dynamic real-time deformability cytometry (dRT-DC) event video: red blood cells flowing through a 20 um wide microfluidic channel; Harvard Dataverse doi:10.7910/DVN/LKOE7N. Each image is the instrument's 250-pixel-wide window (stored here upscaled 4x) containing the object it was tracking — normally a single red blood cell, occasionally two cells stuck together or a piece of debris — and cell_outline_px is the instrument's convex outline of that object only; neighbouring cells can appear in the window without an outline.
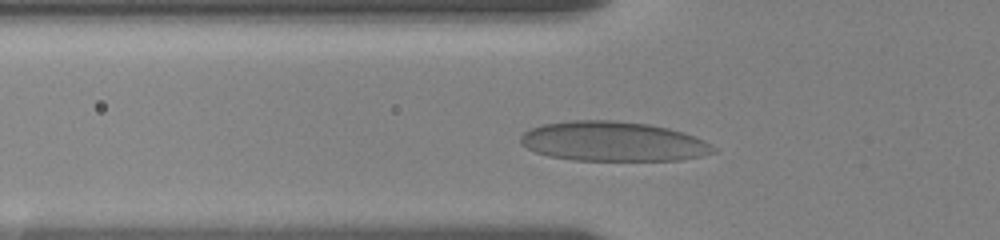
{"species": "human", "species_latin": "Homo sapiens", "temperature_condition": "room temperature", "stored_images_in_passage": 50, "camera_frame_rate_fps": 3000, "um_per_image_px": 0.085, "donor": {"sex": "female"}, "frame": {"image": 1, "passage_image": 4, "time_ms": 0.333, "image_size_px": [1000, 240], "cell_outline_px": [[716, 152], [700, 156], [680, 160], [572, 160], [548, 156], [536, 152], [520, 144], [520, 136], [524, 132], [532, 128], [544, 124], [572, 120], [612, 120], [648, 124], [668, 128], [684, 132], [696, 136], [712, 144], [716, 148]], "centroid_in_image_um": [52.13, 12.02], "position_along_channel_um": 73.7, "area_um2": 44.68}}
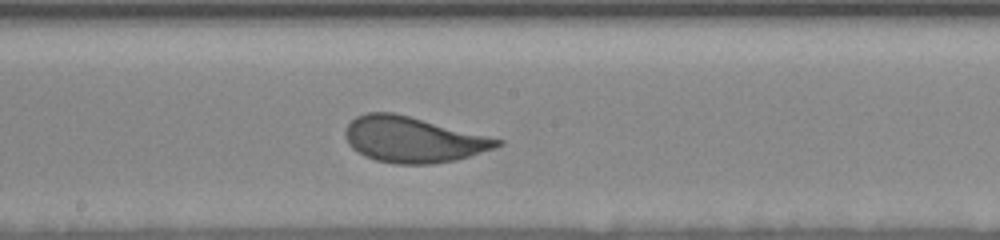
{"frame": {"image": 2, "passage_image": 27, "time_ms": 4.333, "image_size_px": [1000, 240], "cell_outline_px": [[504, 144], [456, 160], [432, 164], [396, 164], [376, 160], [364, 156], [352, 148], [348, 144], [344, 136], [344, 132], [348, 124], [356, 116], [368, 112], [392, 112], [504, 140]], "centroid_in_image_um": [35.06, 11.87], "position_along_channel_um": 213.1, "area_um2": 40.11}}
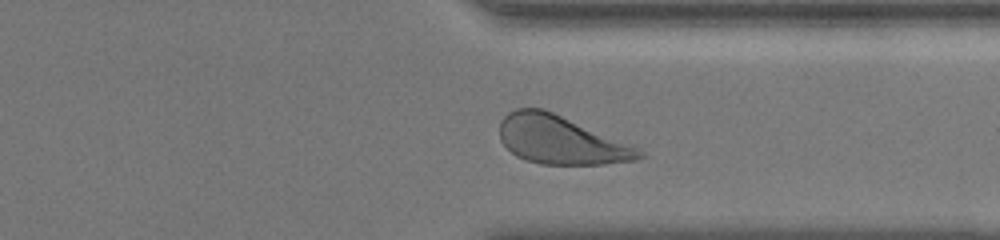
{"frame": {"image": 3, "passage_image": 44, "time_ms": 8.667, "image_size_px": [1000, 240], "cell_outline_px": [[648, 156], [636, 160], [604, 164], [540, 164], [524, 160], [516, 156], [500, 140], [500, 120], [508, 112], [516, 108], [544, 108], [640, 148]], "centroid_in_image_um": [47.68, 11.9], "position_along_channel_um": 363.7, "area_um2": 39.48}, "authors_computed_cell_mechanics": {"area_um2": 39.9976, "velocity_mm_per_s": 3.4764, "shape_relaxation_time_tau1_ms": 3.6153, "shape_relaxation_time_tau2_ms": null, "deformation_change_tau1": 0.1511, "deformation_change_tau2": null}}